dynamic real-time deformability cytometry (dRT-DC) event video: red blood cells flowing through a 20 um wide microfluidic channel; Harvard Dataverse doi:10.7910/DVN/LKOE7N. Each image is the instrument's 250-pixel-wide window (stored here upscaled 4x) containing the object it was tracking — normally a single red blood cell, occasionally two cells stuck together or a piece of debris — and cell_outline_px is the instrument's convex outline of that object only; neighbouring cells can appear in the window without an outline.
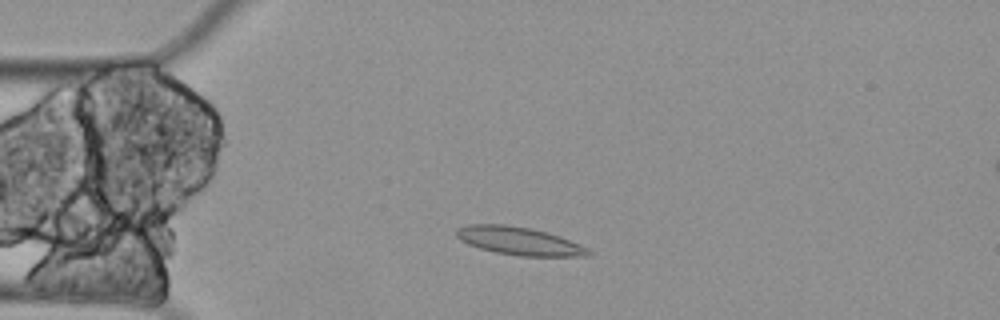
{"species": "Egyptian fruit bat (a non-hibernating species)", "species_latin": "Rousettus aegyptiacus", "temperature_condition": "cold", "stored_images_in_passage": 9, "camera_frame_rate_fps": 3000, "um_per_image_px": 0.085, "animal": {"sex": "female"}, "frame": {"image": 1, "passage_image": 3, "time_ms": 0.667, "image_size_px": [1000, 320], "cell_outline_px": [[592, 252], [588, 256], [520, 256], [496, 252], [480, 248], [468, 244], [460, 240], [456, 236], [456, 228], [468, 224], [504, 224], [528, 228], [548, 232], [560, 236], [580, 244], [588, 248]], "centroid_in_image_um": [44.12, 20.48], "position_along_channel_um": 40.9, "area_um2": 21.56}}
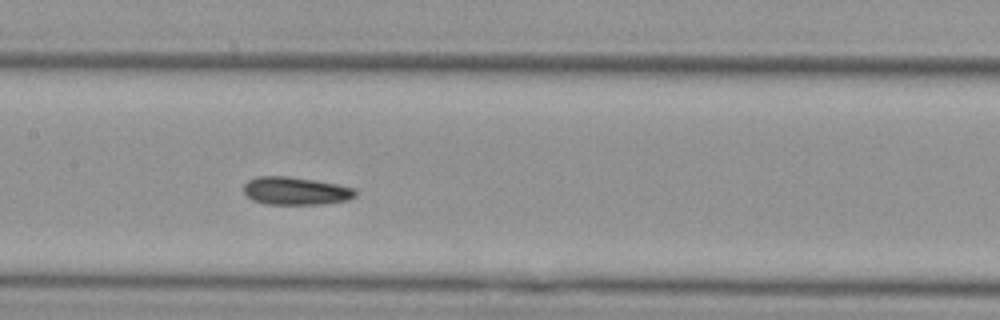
{"frame": {"image": 2, "passage_image": 7, "time_ms": 2.0, "image_size_px": [1000, 320], "cell_outline_px": [[356, 196], [348, 200], [320, 204], [264, 204], [252, 200], [244, 192], [244, 184], [248, 180], [256, 176], [288, 176], [316, 180], [356, 188]], "centroid_in_image_um": [25.13, 16.22], "position_along_channel_um": 182.3, "area_um2": 18.26}}
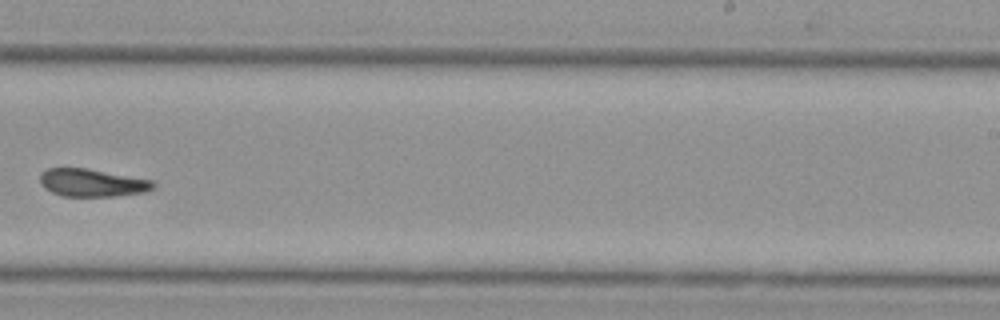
{"frame": {"image": 3, "passage_image": 9, "time_ms": 2.667, "image_size_px": [1000, 320], "cell_outline_px": [[156, 188], [148, 192], [112, 196], [64, 196], [52, 192], [44, 188], [40, 184], [40, 176], [48, 168], [88, 168], [152, 180], [156, 184]], "centroid_in_image_um": [7.88, 15.54], "position_along_channel_um": 281.1, "area_um2": 18.38}}